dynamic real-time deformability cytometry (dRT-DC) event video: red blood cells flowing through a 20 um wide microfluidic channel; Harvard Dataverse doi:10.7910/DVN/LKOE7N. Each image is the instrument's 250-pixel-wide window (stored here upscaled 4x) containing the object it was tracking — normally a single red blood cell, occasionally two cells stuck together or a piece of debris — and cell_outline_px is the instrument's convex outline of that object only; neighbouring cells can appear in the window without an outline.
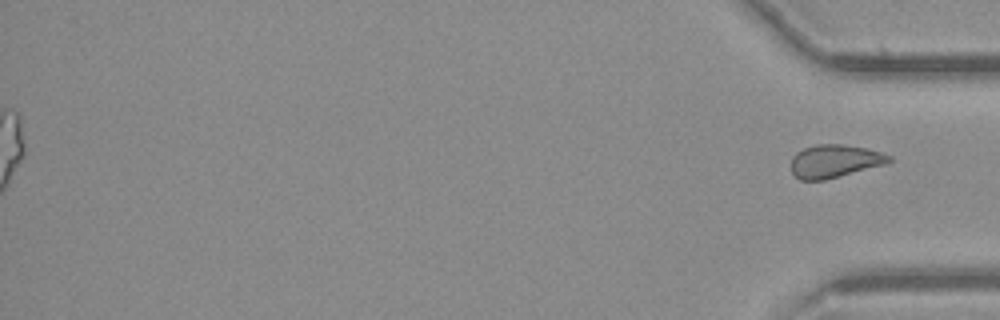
{"species": "common noctule bat (a hibernating species)", "species_latin": "Nyctalus noctula", "temperature_condition": "cold", "stored_images_in_passage": 37, "segment_of_instrument_passage": [2, 2], "camera_frame_rate_fps": 3000, "um_per_image_px": 0.085, "animal": {"sex": "female", "body_mass_g": 21.9}, "frame": {"image": 1, "passage_image": 37, "time_ms": 12.0, "image_size_px": [1000, 320], "cell_outline_px": [[892, 160], [884, 164], [840, 176], [824, 180], [800, 180], [792, 172], [792, 156], [796, 152], [804, 148], [816, 144], [840, 144], [864, 148], [880, 152], [892, 156]], "centroid_in_image_um": [70.92, 13.69], "position_along_channel_um": 364.3, "area_um2": 18.61}}